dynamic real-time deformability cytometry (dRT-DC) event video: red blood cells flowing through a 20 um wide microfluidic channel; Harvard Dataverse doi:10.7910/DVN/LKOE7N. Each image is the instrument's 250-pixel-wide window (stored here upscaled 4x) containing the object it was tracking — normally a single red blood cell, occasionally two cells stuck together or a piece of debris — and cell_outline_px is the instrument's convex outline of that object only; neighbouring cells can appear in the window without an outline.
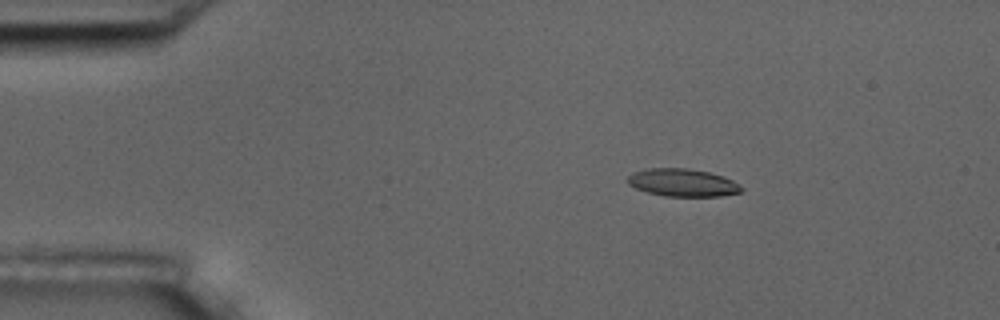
{"species": "common noctule bat (a hibernating species)", "species_latin": "Nyctalus noctula", "temperature_condition": "room temperature", "stored_images_in_passage": 5, "camera_frame_rate_fps": 3000, "um_per_image_px": 0.085, "animal": {"sex": "male", "body_mass_g": 17.5, "forearm_length_mm": 52.3}, "frame": {"image": 1, "passage_image": 3, "time_ms": 0.667, "image_size_px": [1000, 320], "cell_outline_px": [[744, 188], [740, 192], [720, 196], [664, 196], [648, 192], [636, 188], [628, 184], [628, 176], [632, 172], [644, 168], [688, 168], [708, 172], [724, 176], [740, 184]], "centroid_in_image_um": [58.02, 15.51], "position_along_channel_um": 27.0, "area_um2": 18.44}}